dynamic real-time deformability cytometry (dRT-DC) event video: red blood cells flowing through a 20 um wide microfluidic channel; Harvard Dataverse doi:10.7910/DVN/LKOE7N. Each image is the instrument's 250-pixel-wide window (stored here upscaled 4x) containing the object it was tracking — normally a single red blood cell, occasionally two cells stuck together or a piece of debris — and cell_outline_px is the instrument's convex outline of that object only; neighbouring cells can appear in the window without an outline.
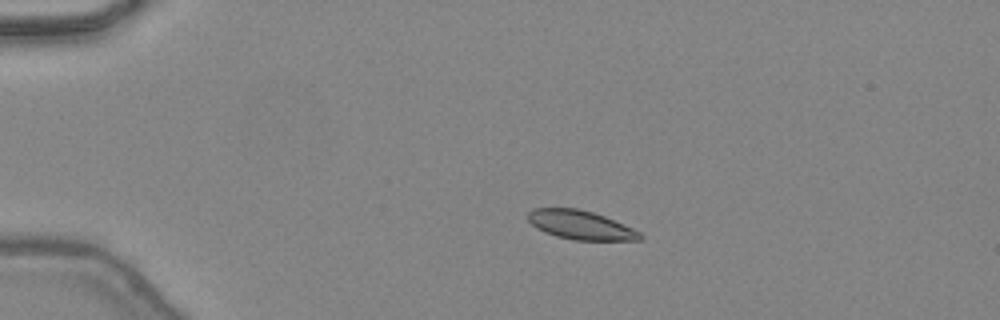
{"species": "common noctule bat (a hibernating species)", "species_latin": "Nyctalus noctula", "temperature_condition": "warm", "stored_images_in_passage": 12, "camera_frame_rate_fps": 3000, "um_per_image_px": 0.085, "animal": {"sex": "female", "body_mass_g": 24.6, "forearm_length_mm": 56.2}, "frame": {"image": 1, "passage_image": 7, "time_ms": 2.0, "image_size_px": [1000, 320], "cell_outline_px": [[644, 236], [640, 240], [572, 240], [556, 236], [544, 232], [536, 228], [528, 220], [528, 212], [532, 208], [576, 208], [592, 212], [604, 216], [632, 228], [640, 232]], "centroid_in_image_um": [49.33, 19.13], "position_along_channel_um": 35.7, "area_um2": 18.84}}